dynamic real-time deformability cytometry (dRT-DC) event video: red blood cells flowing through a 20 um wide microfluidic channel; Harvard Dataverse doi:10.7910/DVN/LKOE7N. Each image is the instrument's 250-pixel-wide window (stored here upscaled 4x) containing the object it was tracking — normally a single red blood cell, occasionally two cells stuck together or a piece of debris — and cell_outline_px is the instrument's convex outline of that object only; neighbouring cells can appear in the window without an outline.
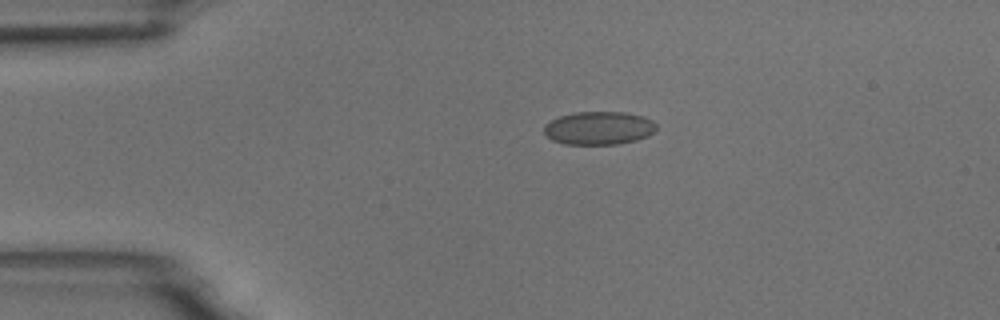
{"species": "common noctule bat (a hibernating species)", "species_latin": "Nyctalus noctula", "temperature_condition": "room temperature", "stored_images_in_passage": 44, "camera_frame_rate_fps": 3000, "um_per_image_px": 0.085, "animal": {"sex": "male", "body_mass_g": 18.8}, "frame": {"image": 1, "passage_image": 1, "time_ms": 0.0, "image_size_px": [1000, 320], "cell_outline_px": [[656, 132], [648, 136], [636, 140], [616, 144], [564, 144], [552, 140], [544, 132], [544, 124], [560, 116], [576, 112], [624, 112], [644, 116], [652, 120], [656, 124]], "centroid_in_image_um": [50.93, 10.88], "position_along_channel_um": 34.1, "area_um2": 21.79}}
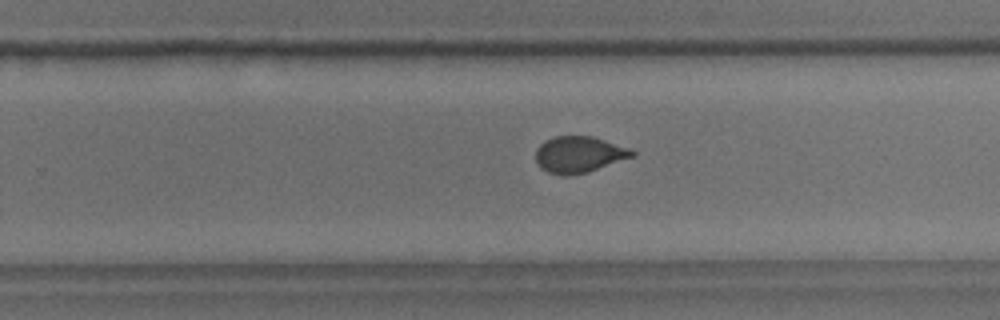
{"frame": {"image": 2, "passage_image": 24, "time_ms": 7.667, "image_size_px": [1000, 320], "cell_outline_px": [[636, 156], [588, 172], [568, 176], [560, 176], [548, 172], [540, 168], [536, 160], [536, 148], [544, 140], [552, 136], [592, 136], [632, 148], [636, 152]], "centroid_in_image_um": [49.23, 13.13], "position_along_channel_um": 280.6, "area_um2": 20.87}}
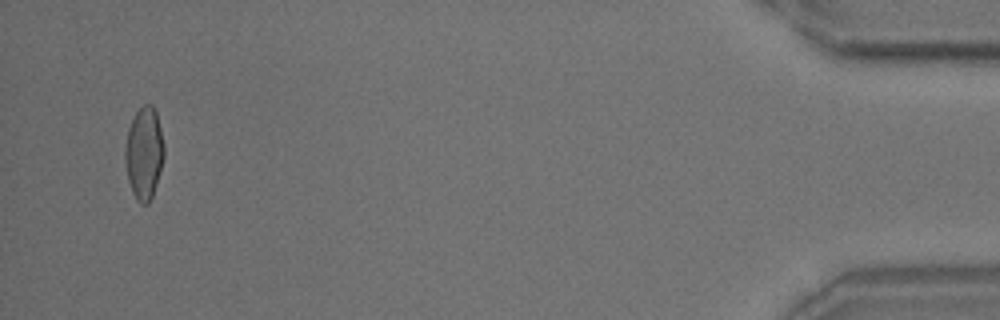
{"frame": {"image": 3, "passage_image": 42, "time_ms": 13.667, "image_size_px": [1000, 320], "cell_outline_px": [[164, 156], [156, 184], [152, 196], [148, 204], [140, 204], [136, 200], [132, 192], [128, 180], [124, 160], [124, 148], [128, 128], [136, 112], [144, 104], [152, 104], [156, 112], [164, 144]], "centroid_in_image_um": [12.23, 13.03], "position_along_channel_um": 423.0, "area_um2": 20.98}, "authors_computed_cell_mechanics": {"area_um2": 20.9236, "velocity_mm_per_s": 3.7211, "shape_relaxation_time_tau1_ms": 7.2495, "shape_relaxation_time_tau2_ms": null, "deformation_change_tau1": 0.1381, "deformation_change_tau2": null}}